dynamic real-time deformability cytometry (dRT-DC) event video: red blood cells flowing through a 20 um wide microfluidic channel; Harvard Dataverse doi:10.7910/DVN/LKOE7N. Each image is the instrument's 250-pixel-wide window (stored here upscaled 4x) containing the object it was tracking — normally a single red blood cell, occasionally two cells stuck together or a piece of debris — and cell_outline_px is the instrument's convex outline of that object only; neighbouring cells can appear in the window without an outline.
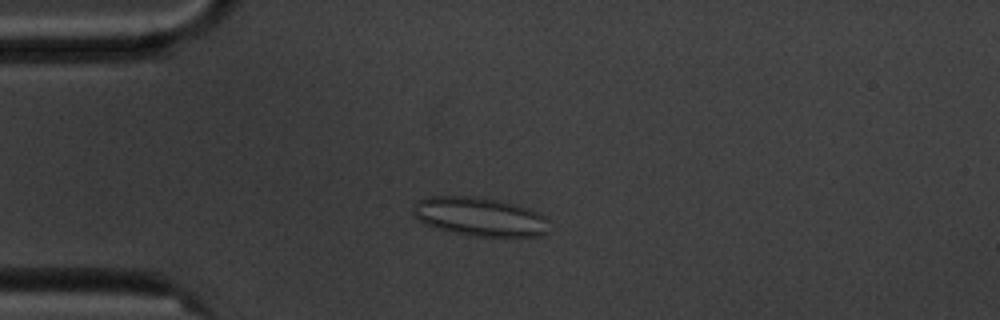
{"species": "common noctule bat (a hibernating species)", "species_latin": "Nyctalus noctula", "temperature_condition": "cold", "stored_images_in_passage": 4, "camera_frame_rate_fps": 3000, "um_per_image_px": 0.085, "animal": {"sex": "male", "body_mass_g": 20.1, "forearm_length_mm": 53.5}, "frame": {"image": 1, "passage_image": 4, "time_ms": 3.667, "image_size_px": [1000, 320], "cell_outline_px": [[548, 232], [540, 236], [476, 236], [436, 228], [424, 224], [412, 216], [412, 204], [416, 200], [432, 196], [476, 196], [496, 200], [528, 208], [544, 216], [548, 220]], "centroid_in_image_um": [40.72, 18.41], "position_along_channel_um": 44.3, "area_um2": 30.75}}